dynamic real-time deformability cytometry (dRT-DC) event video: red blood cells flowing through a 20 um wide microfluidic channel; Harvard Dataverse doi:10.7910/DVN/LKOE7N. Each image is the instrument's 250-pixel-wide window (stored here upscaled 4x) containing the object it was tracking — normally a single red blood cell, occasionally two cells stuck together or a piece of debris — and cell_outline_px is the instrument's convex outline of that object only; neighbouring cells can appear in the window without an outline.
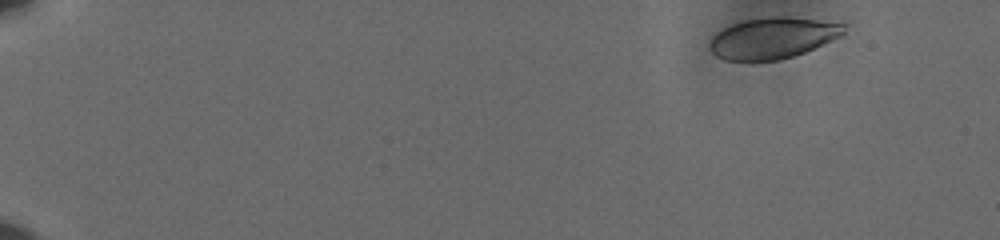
{"species": "human", "species_latin": "Homo sapiens", "temperature_condition": "cold", "stored_images_in_passage": 54, "camera_frame_rate_fps": 3000, "um_per_image_px": 0.085, "donor": {"sex": "male"}, "frame": {"image": 1, "passage_image": 1, "time_ms": 0.0, "image_size_px": [1000, 240], "cell_outline_px": [[844, 32], [840, 36], [804, 52], [780, 60], [724, 60], [716, 56], [708, 48], [708, 44], [712, 36], [716, 32], [732, 24], [744, 20], [768, 16], [788, 16], [844, 24]], "centroid_in_image_um": [65.61, 3.22], "position_along_channel_um": 19.4, "area_um2": 31.96}}
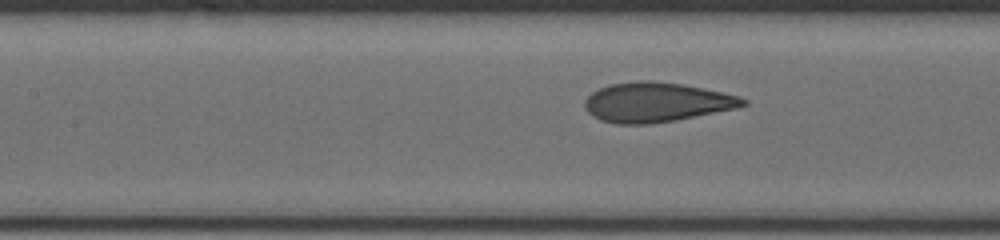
{"frame": {"image": 2, "passage_image": 25, "time_ms": 8.0, "image_size_px": [1000, 240], "cell_outline_px": [[748, 104], [736, 108], [676, 120], [648, 124], [616, 124], [600, 120], [592, 116], [588, 112], [584, 104], [584, 100], [592, 92], [608, 84], [640, 80], [652, 80], [680, 84], [740, 96], [748, 100]], "centroid_in_image_um": [55.76, 8.69], "position_along_channel_um": 151.6, "area_um2": 36.41}}
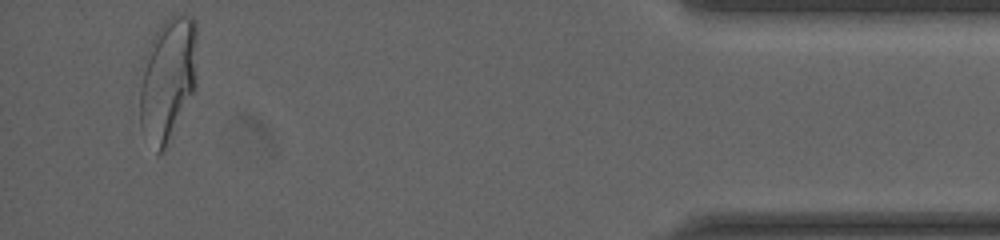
{"frame": {"image": 3, "passage_image": 52, "time_ms": 17.0, "image_size_px": [1000, 240], "cell_outline_px": [[196, 92], [172, 136], [164, 148], [160, 152], [156, 152], [140, 128], [140, 88], [144, 56], [152, 36], [160, 24], [164, 20], [176, 12], [192, 16], [196, 20]], "centroid_in_image_um": [14.28, 6.68], "position_along_channel_um": 420.9, "area_um2": 42.25}, "authors_computed_cell_mechanics": {"area_um2": 35.6337, "velocity_mm_per_s": 3.6106, "shape_relaxation_time_tau1_ms": 3.8562, "shape_relaxation_time_tau2_ms": null, "deformation_change_tau1": 0.1626, "deformation_change_tau2": null}}